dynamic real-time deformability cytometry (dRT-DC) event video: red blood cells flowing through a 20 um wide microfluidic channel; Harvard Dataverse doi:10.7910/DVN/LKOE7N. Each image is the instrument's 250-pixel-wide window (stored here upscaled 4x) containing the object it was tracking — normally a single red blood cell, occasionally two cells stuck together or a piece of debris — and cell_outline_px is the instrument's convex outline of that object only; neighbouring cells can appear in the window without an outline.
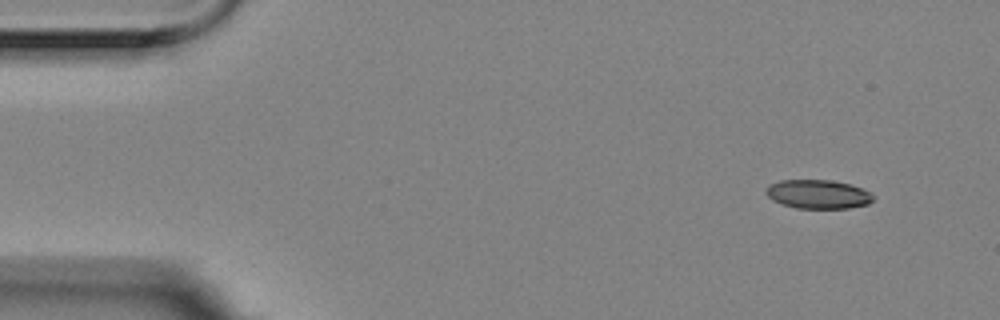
{"species": "Egyptian fruit bat (a non-hibernating species)", "species_latin": "Rousettus aegyptiacus", "temperature_condition": "room temperature", "stored_images_in_passage": 5, "segment_of_instrument_passage": [1, 2], "camera_frame_rate_fps": 3000, "um_per_image_px": 0.085, "animal": {"sex": "female"}, "frame": {"image": 1, "passage_image": 1, "time_ms": 0.0, "image_size_px": [1000, 320], "cell_outline_px": [[876, 196], [868, 204], [848, 208], [796, 208], [780, 204], [772, 200], [764, 192], [764, 188], [768, 184], [780, 180], [832, 180], [848, 184], [872, 192]], "centroid_in_image_um": [69.49, 16.5], "position_along_channel_um": 15.5, "area_um2": 18.26}}
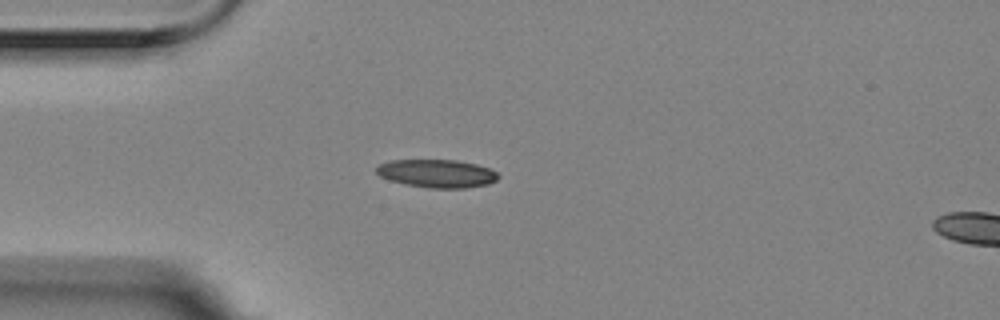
{"frame": {"image": 2, "passage_image": 4, "time_ms": 1.0, "image_size_px": [1000, 320], "cell_outline_px": [[500, 176], [496, 180], [488, 184], [464, 188], [428, 188], [404, 184], [380, 176], [376, 172], [376, 168], [380, 164], [388, 160], [456, 160], [476, 164], [492, 168]], "centroid_in_image_um": [37.16, 14.74], "position_along_channel_um": 47.8, "area_um2": 20.0}}